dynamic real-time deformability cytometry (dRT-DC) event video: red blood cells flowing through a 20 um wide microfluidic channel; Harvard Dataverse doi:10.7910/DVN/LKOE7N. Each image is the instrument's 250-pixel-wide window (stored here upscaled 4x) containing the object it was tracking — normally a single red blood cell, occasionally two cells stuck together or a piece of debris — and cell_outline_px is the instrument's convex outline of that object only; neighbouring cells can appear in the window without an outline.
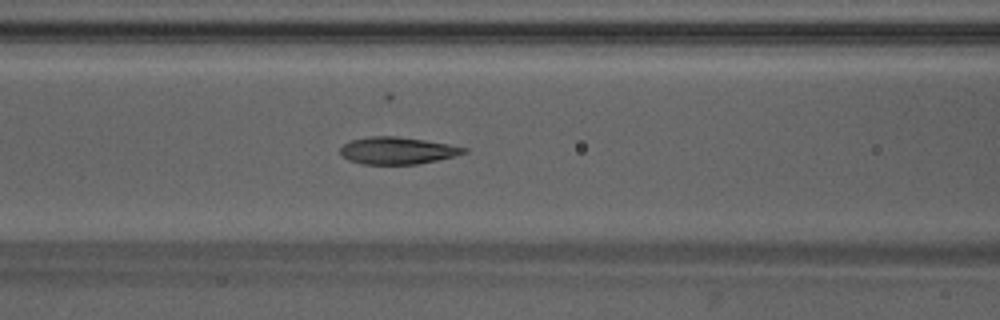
{"species": "Egyptian fruit bat (a non-hibernating species)", "species_latin": "Rousettus aegyptiacus", "temperature_condition": "warm", "stored_images_in_passage": 44, "segment_of_instrument_passage": [1, 2], "camera_frame_rate_fps": 3000, "um_per_image_px": 0.085, "animal": {"sex": "male"}, "frame": {"image": 1, "passage_image": 15, "time_ms": 4.667, "image_size_px": [1000, 320], "cell_outline_px": [[468, 152], [436, 160], [416, 164], [364, 164], [348, 160], [340, 152], [340, 148], [344, 144], [352, 140], [372, 136], [396, 136], [424, 140], [448, 144], [468, 148]], "centroid_in_image_um": [33.77, 12.8], "position_along_channel_um": 132.8, "area_um2": 19.25}}
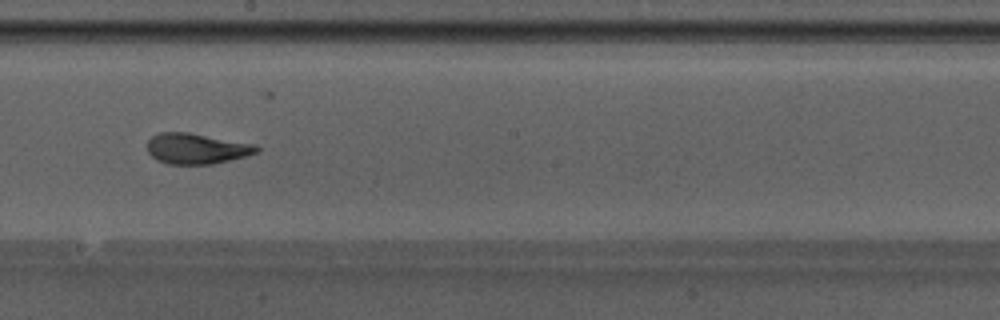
{"frame": {"image": 2, "passage_image": 22, "time_ms": 7.0, "image_size_px": [1000, 320], "cell_outline_px": [[260, 148], [256, 152], [248, 156], [212, 164], [168, 164], [156, 160], [148, 152], [148, 140], [152, 136], [160, 132], [188, 132], [256, 144]], "centroid_in_image_um": [16.71, 12.63], "position_along_channel_um": 231.5, "area_um2": 19.59}}
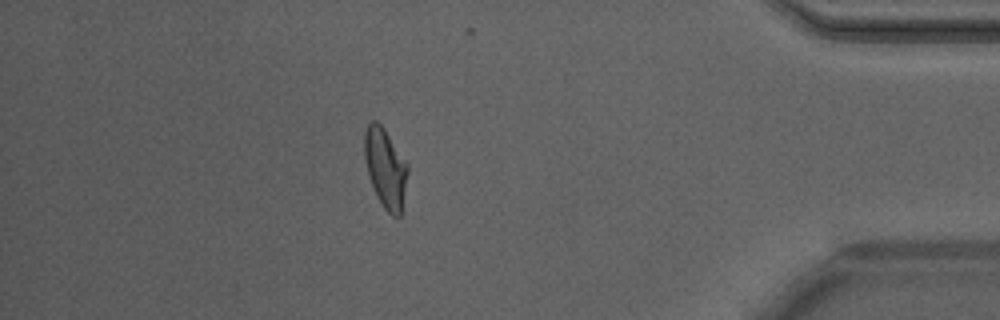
{"frame": {"image": 3, "passage_image": 37, "time_ms": 12.0, "image_size_px": [1000, 320], "cell_outline_px": [[408, 172], [400, 216], [392, 216], [384, 208], [372, 184], [368, 172], [364, 156], [364, 132], [368, 124], [372, 120], [376, 120], [384, 128], [408, 164]], "centroid_in_image_um": [32.76, 14.24], "position_along_channel_um": 402.4, "area_um2": 19.65}}